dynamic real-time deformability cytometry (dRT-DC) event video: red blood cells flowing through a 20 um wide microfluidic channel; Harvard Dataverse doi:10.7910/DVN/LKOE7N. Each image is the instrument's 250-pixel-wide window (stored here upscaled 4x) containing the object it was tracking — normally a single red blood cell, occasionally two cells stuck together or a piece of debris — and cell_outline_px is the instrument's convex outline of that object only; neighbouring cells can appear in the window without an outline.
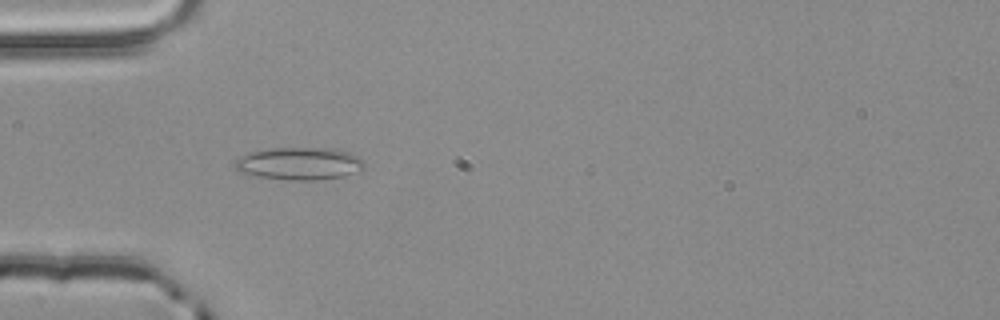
{"species": "common noctule bat (a hibernating species)", "species_latin": "Nyctalus noctula", "temperature_condition": "room temperature", "stored_images_in_passage": 37, "camera_frame_rate_fps": 3000, "um_per_image_px": 0.085, "animal": {"sex": "male", "body_mass_g": 20.4}, "frame": {"image": 1, "passage_image": 3, "time_ms": 0.667, "image_size_px": [1000, 320], "cell_outline_px": [[364, 168], [344, 176], [316, 180], [296, 180], [260, 176], [240, 172], [232, 164], [240, 156], [252, 152], [272, 148], [332, 148], [348, 152], [360, 156], [364, 160]], "centroid_in_image_um": [25.48, 13.89], "position_along_channel_um": 59.5, "area_um2": 24.33}}
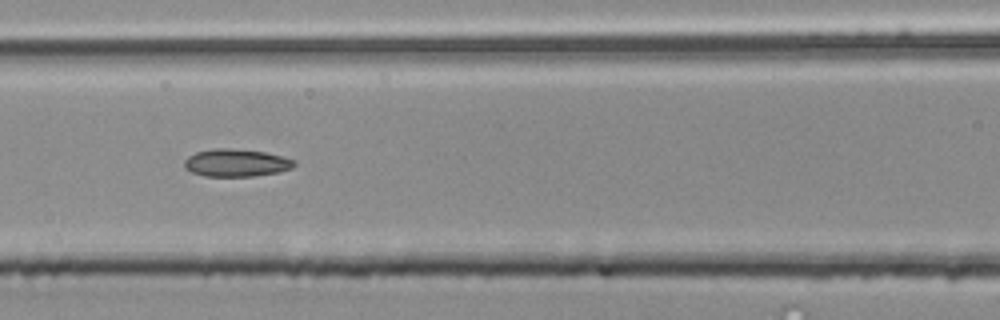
{"frame": {"image": 2, "passage_image": 10, "time_ms": 3.0, "image_size_px": [1000, 320], "cell_outline_px": [[296, 164], [292, 168], [276, 172], [252, 176], [204, 176], [192, 172], [184, 168], [184, 160], [188, 156], [196, 152], [212, 148], [232, 148], [264, 152], [296, 160]], "centroid_in_image_um": [20.04, 13.83], "position_along_channel_um": 146.6, "area_um2": 17.63}}
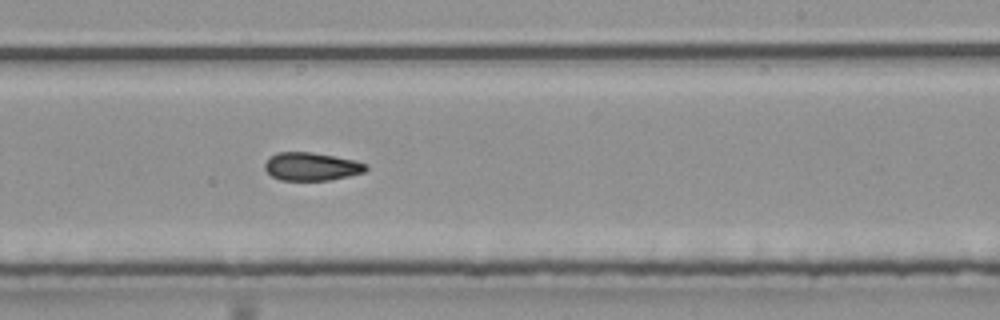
{"frame": {"image": 3, "passage_image": 19, "time_ms": 6.0, "image_size_px": [1000, 320], "cell_outline_px": [[368, 168], [364, 172], [348, 176], [328, 180], [280, 180], [272, 176], [264, 168], [264, 164], [276, 152], [312, 152], [352, 160], [364, 164]], "centroid_in_image_um": [26.44, 14.16], "position_along_channel_um": 262.6, "area_um2": 16.24}}